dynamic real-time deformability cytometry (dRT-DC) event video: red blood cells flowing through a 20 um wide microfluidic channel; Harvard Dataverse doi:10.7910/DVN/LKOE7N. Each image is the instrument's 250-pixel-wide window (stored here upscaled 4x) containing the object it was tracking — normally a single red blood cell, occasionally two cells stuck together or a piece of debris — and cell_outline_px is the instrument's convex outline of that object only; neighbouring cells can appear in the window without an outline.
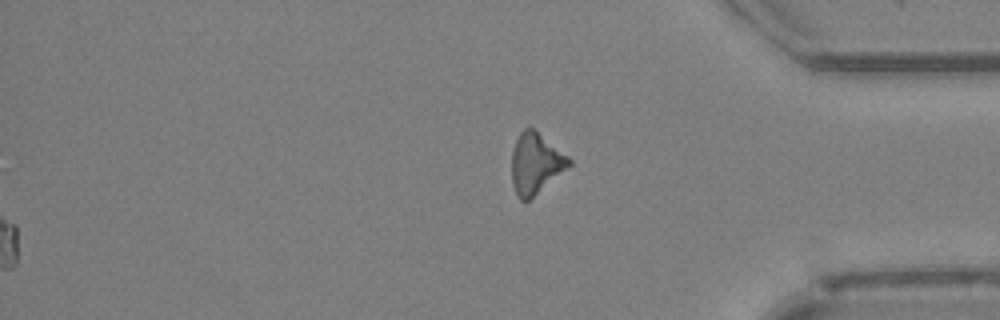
{"species": "Egyptian fruit bat (a non-hibernating species)", "species_latin": "Rousettus aegyptiacus", "temperature_condition": "cold", "stored_images_in_passage": 47, "segment_of_instrument_passage": [2, 2], "camera_frame_rate_fps": 3000, "um_per_image_px": 0.085, "animal": {"sex": "female"}, "frame": {"image": 1, "passage_image": 47, "time_ms": 15.333, "image_size_px": [1000, 320], "cell_outline_px": [[572, 164], [528, 200], [520, 200], [516, 196], [512, 184], [512, 152], [516, 140], [520, 132], [524, 128], [532, 128], [568, 156], [572, 160]], "centroid_in_image_um": [45.5, 13.9], "position_along_channel_um": 389.7, "area_um2": 19.83}}